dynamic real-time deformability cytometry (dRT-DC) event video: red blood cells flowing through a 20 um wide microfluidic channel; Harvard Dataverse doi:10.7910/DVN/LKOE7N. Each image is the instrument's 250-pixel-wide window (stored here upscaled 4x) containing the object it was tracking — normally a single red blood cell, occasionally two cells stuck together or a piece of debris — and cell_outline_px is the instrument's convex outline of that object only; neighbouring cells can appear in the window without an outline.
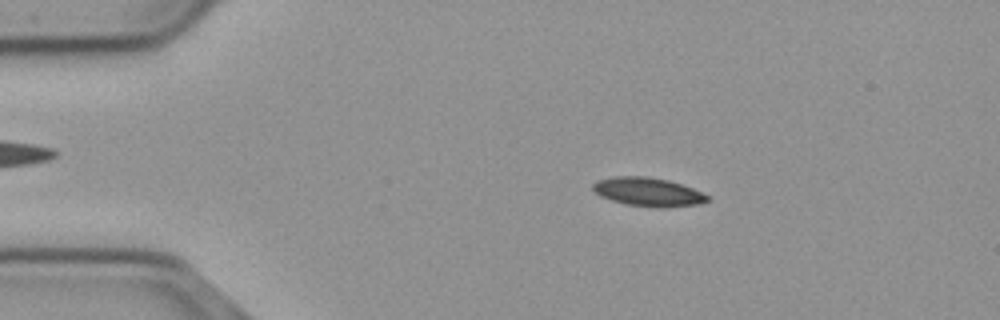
{"species": "common noctule bat (a hibernating species)", "species_latin": "Nyctalus noctula", "temperature_condition": "cold", "stored_images_in_passage": 55, "camera_frame_rate_fps": 3000, "um_per_image_px": 0.085, "animal": {"sex": "male", "body_mass_g": 23.1, "forearm_length_mm": 52.7}, "frame": {"image": 1, "passage_image": 10, "time_ms": 3.0, "image_size_px": [1000, 320], "cell_outline_px": [[708, 200], [696, 204], [668, 208], [660, 208], [628, 204], [612, 200], [600, 196], [592, 188], [592, 184], [596, 180], [616, 176], [648, 176], [668, 180], [692, 188], [708, 196]], "centroid_in_image_um": [55.05, 16.3], "position_along_channel_um": 30.0, "area_um2": 18.96}}
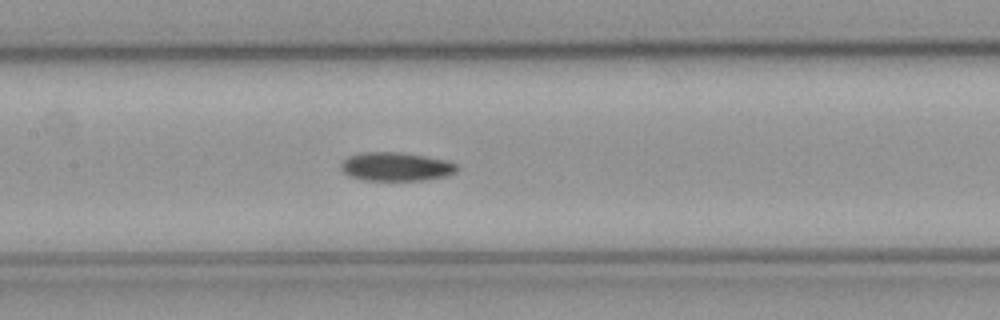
{"frame": {"image": 2, "passage_image": 26, "time_ms": 8.333, "image_size_px": [1000, 320], "cell_outline_px": [[460, 168], [456, 172], [444, 176], [424, 180], [364, 180], [348, 176], [340, 168], [340, 164], [348, 156], [360, 152], [400, 152], [448, 160], [456, 164]], "centroid_in_image_um": [33.65, 14.16], "position_along_channel_um": 173.8, "area_um2": 19.48}}
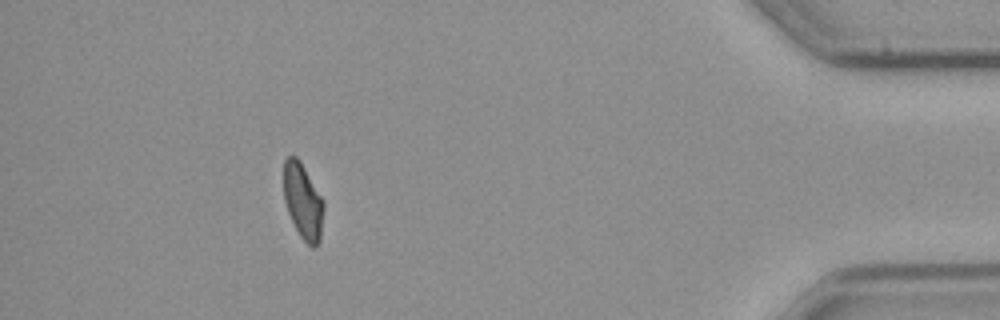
{"frame": {"image": 3, "passage_image": 50, "time_ms": 16.333, "image_size_px": [1000, 320], "cell_outline_px": [[324, 208], [320, 240], [316, 248], [312, 248], [300, 236], [288, 212], [284, 200], [284, 160], [288, 156], [296, 156], [300, 160], [324, 200]], "centroid_in_image_um": [25.77, 17.11], "position_along_channel_um": 409.4, "area_um2": 17.69}, "authors_computed_cell_mechanics": {"area_um2": 18.7272, "velocity_mm_per_s": 3.6952, "shape_relaxation_time_tau1_ms": 10.9929, "shape_relaxation_time_tau2_ms": null, "deformation_change_tau1": 0.1868, "deformation_change_tau2": null}}